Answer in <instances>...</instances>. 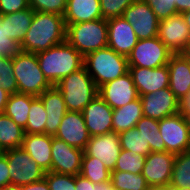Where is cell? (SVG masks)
<instances>
[{
  "instance_id": "8fae6325",
  "label": "cell",
  "mask_w": 190,
  "mask_h": 190,
  "mask_svg": "<svg viewBox=\"0 0 190 190\" xmlns=\"http://www.w3.org/2000/svg\"><path fill=\"white\" fill-rule=\"evenodd\" d=\"M131 24L138 40L158 36L159 19L144 0H135L122 14Z\"/></svg>"
},
{
  "instance_id": "30bf717a",
  "label": "cell",
  "mask_w": 190,
  "mask_h": 190,
  "mask_svg": "<svg viewBox=\"0 0 190 190\" xmlns=\"http://www.w3.org/2000/svg\"><path fill=\"white\" fill-rule=\"evenodd\" d=\"M157 37L173 54L186 53L190 45V30L182 13L160 20Z\"/></svg>"
},
{
  "instance_id": "ffe728a7",
  "label": "cell",
  "mask_w": 190,
  "mask_h": 190,
  "mask_svg": "<svg viewBox=\"0 0 190 190\" xmlns=\"http://www.w3.org/2000/svg\"><path fill=\"white\" fill-rule=\"evenodd\" d=\"M129 73L132 76L139 96L149 93H155L169 87L168 65L159 68L129 67Z\"/></svg>"
},
{
  "instance_id": "ee69618b",
  "label": "cell",
  "mask_w": 190,
  "mask_h": 190,
  "mask_svg": "<svg viewBox=\"0 0 190 190\" xmlns=\"http://www.w3.org/2000/svg\"><path fill=\"white\" fill-rule=\"evenodd\" d=\"M75 190H95V184L79 174L75 176Z\"/></svg>"
},
{
  "instance_id": "db71d44e",
  "label": "cell",
  "mask_w": 190,
  "mask_h": 190,
  "mask_svg": "<svg viewBox=\"0 0 190 190\" xmlns=\"http://www.w3.org/2000/svg\"><path fill=\"white\" fill-rule=\"evenodd\" d=\"M2 190H20L19 187H16V186H9V187H5L4 189Z\"/></svg>"
},
{
  "instance_id": "74e56055",
  "label": "cell",
  "mask_w": 190,
  "mask_h": 190,
  "mask_svg": "<svg viewBox=\"0 0 190 190\" xmlns=\"http://www.w3.org/2000/svg\"><path fill=\"white\" fill-rule=\"evenodd\" d=\"M67 0H29L35 12L53 13L64 16Z\"/></svg>"
},
{
  "instance_id": "ba28073f",
  "label": "cell",
  "mask_w": 190,
  "mask_h": 190,
  "mask_svg": "<svg viewBox=\"0 0 190 190\" xmlns=\"http://www.w3.org/2000/svg\"><path fill=\"white\" fill-rule=\"evenodd\" d=\"M173 53L156 36L138 40L127 57L129 67L159 68L167 65Z\"/></svg>"
},
{
  "instance_id": "f6af8a7d",
  "label": "cell",
  "mask_w": 190,
  "mask_h": 190,
  "mask_svg": "<svg viewBox=\"0 0 190 190\" xmlns=\"http://www.w3.org/2000/svg\"><path fill=\"white\" fill-rule=\"evenodd\" d=\"M20 190H50L45 178L19 187Z\"/></svg>"
},
{
  "instance_id": "d590c367",
  "label": "cell",
  "mask_w": 190,
  "mask_h": 190,
  "mask_svg": "<svg viewBox=\"0 0 190 190\" xmlns=\"http://www.w3.org/2000/svg\"><path fill=\"white\" fill-rule=\"evenodd\" d=\"M0 86L10 95L18 93V86L13 75L12 58L0 57Z\"/></svg>"
},
{
  "instance_id": "83f0119b",
  "label": "cell",
  "mask_w": 190,
  "mask_h": 190,
  "mask_svg": "<svg viewBox=\"0 0 190 190\" xmlns=\"http://www.w3.org/2000/svg\"><path fill=\"white\" fill-rule=\"evenodd\" d=\"M24 135L21 126L4 113L0 114V145L5 151L22 147Z\"/></svg>"
},
{
  "instance_id": "d4e9b609",
  "label": "cell",
  "mask_w": 190,
  "mask_h": 190,
  "mask_svg": "<svg viewBox=\"0 0 190 190\" xmlns=\"http://www.w3.org/2000/svg\"><path fill=\"white\" fill-rule=\"evenodd\" d=\"M33 16L34 10L29 7L14 13L0 15V25H4L8 38L20 46L29 30Z\"/></svg>"
},
{
  "instance_id": "6f0895ef",
  "label": "cell",
  "mask_w": 190,
  "mask_h": 190,
  "mask_svg": "<svg viewBox=\"0 0 190 190\" xmlns=\"http://www.w3.org/2000/svg\"><path fill=\"white\" fill-rule=\"evenodd\" d=\"M186 54L190 56V45L188 47V50L186 51Z\"/></svg>"
},
{
  "instance_id": "836d02e7",
  "label": "cell",
  "mask_w": 190,
  "mask_h": 190,
  "mask_svg": "<svg viewBox=\"0 0 190 190\" xmlns=\"http://www.w3.org/2000/svg\"><path fill=\"white\" fill-rule=\"evenodd\" d=\"M46 117L47 114L46 110L44 109L43 102L39 97H36L31 102L27 125L24 128V132L28 134L45 133Z\"/></svg>"
},
{
  "instance_id": "d6986e66",
  "label": "cell",
  "mask_w": 190,
  "mask_h": 190,
  "mask_svg": "<svg viewBox=\"0 0 190 190\" xmlns=\"http://www.w3.org/2000/svg\"><path fill=\"white\" fill-rule=\"evenodd\" d=\"M107 25V46L118 54L128 57L138 42V37L131 24L121 16L107 19Z\"/></svg>"
},
{
  "instance_id": "f5cc1de1",
  "label": "cell",
  "mask_w": 190,
  "mask_h": 190,
  "mask_svg": "<svg viewBox=\"0 0 190 190\" xmlns=\"http://www.w3.org/2000/svg\"><path fill=\"white\" fill-rule=\"evenodd\" d=\"M184 118L186 120L187 126L189 127V131H190V112L186 113L184 115Z\"/></svg>"
},
{
  "instance_id": "5bb4252c",
  "label": "cell",
  "mask_w": 190,
  "mask_h": 190,
  "mask_svg": "<svg viewBox=\"0 0 190 190\" xmlns=\"http://www.w3.org/2000/svg\"><path fill=\"white\" fill-rule=\"evenodd\" d=\"M98 95L114 110L138 99L137 88L131 74L109 81L98 88Z\"/></svg>"
},
{
  "instance_id": "cb8c5ba5",
  "label": "cell",
  "mask_w": 190,
  "mask_h": 190,
  "mask_svg": "<svg viewBox=\"0 0 190 190\" xmlns=\"http://www.w3.org/2000/svg\"><path fill=\"white\" fill-rule=\"evenodd\" d=\"M102 17L99 0H67L65 24L98 20Z\"/></svg>"
},
{
  "instance_id": "bcb514c9",
  "label": "cell",
  "mask_w": 190,
  "mask_h": 190,
  "mask_svg": "<svg viewBox=\"0 0 190 190\" xmlns=\"http://www.w3.org/2000/svg\"><path fill=\"white\" fill-rule=\"evenodd\" d=\"M179 112L184 116L186 113L190 112V91L187 95L180 101Z\"/></svg>"
},
{
  "instance_id": "9c48e42d",
  "label": "cell",
  "mask_w": 190,
  "mask_h": 190,
  "mask_svg": "<svg viewBox=\"0 0 190 190\" xmlns=\"http://www.w3.org/2000/svg\"><path fill=\"white\" fill-rule=\"evenodd\" d=\"M159 132L165 143V151L176 155L190 150L189 127L180 112L161 119Z\"/></svg>"
},
{
  "instance_id": "ac0fdd59",
  "label": "cell",
  "mask_w": 190,
  "mask_h": 190,
  "mask_svg": "<svg viewBox=\"0 0 190 190\" xmlns=\"http://www.w3.org/2000/svg\"><path fill=\"white\" fill-rule=\"evenodd\" d=\"M90 137L112 132L113 109L97 95L82 111Z\"/></svg>"
},
{
  "instance_id": "4fadbf2b",
  "label": "cell",
  "mask_w": 190,
  "mask_h": 190,
  "mask_svg": "<svg viewBox=\"0 0 190 190\" xmlns=\"http://www.w3.org/2000/svg\"><path fill=\"white\" fill-rule=\"evenodd\" d=\"M84 150L68 145L63 140L52 136L51 170L52 172L79 175Z\"/></svg>"
},
{
  "instance_id": "e575fe53",
  "label": "cell",
  "mask_w": 190,
  "mask_h": 190,
  "mask_svg": "<svg viewBox=\"0 0 190 190\" xmlns=\"http://www.w3.org/2000/svg\"><path fill=\"white\" fill-rule=\"evenodd\" d=\"M146 156L121 149L114 171H125L140 174L144 167Z\"/></svg>"
},
{
  "instance_id": "44dd1931",
  "label": "cell",
  "mask_w": 190,
  "mask_h": 190,
  "mask_svg": "<svg viewBox=\"0 0 190 190\" xmlns=\"http://www.w3.org/2000/svg\"><path fill=\"white\" fill-rule=\"evenodd\" d=\"M169 88L179 102L190 91V56L172 54L168 62Z\"/></svg>"
},
{
  "instance_id": "c3c4849f",
  "label": "cell",
  "mask_w": 190,
  "mask_h": 190,
  "mask_svg": "<svg viewBox=\"0 0 190 190\" xmlns=\"http://www.w3.org/2000/svg\"><path fill=\"white\" fill-rule=\"evenodd\" d=\"M10 94L4 91L0 86V114L4 113Z\"/></svg>"
},
{
  "instance_id": "7dc6e473",
  "label": "cell",
  "mask_w": 190,
  "mask_h": 190,
  "mask_svg": "<svg viewBox=\"0 0 190 190\" xmlns=\"http://www.w3.org/2000/svg\"><path fill=\"white\" fill-rule=\"evenodd\" d=\"M175 7L177 13H183L190 10V0H176Z\"/></svg>"
},
{
  "instance_id": "d6a6232c",
  "label": "cell",
  "mask_w": 190,
  "mask_h": 190,
  "mask_svg": "<svg viewBox=\"0 0 190 190\" xmlns=\"http://www.w3.org/2000/svg\"><path fill=\"white\" fill-rule=\"evenodd\" d=\"M119 141L121 149L129 150L144 156L151 153L149 143L139 133L136 127L122 131L119 133Z\"/></svg>"
},
{
  "instance_id": "f546056e",
  "label": "cell",
  "mask_w": 190,
  "mask_h": 190,
  "mask_svg": "<svg viewBox=\"0 0 190 190\" xmlns=\"http://www.w3.org/2000/svg\"><path fill=\"white\" fill-rule=\"evenodd\" d=\"M80 175L97 184L110 181L111 171L105 167L100 159L83 156Z\"/></svg>"
},
{
  "instance_id": "7402d4cb",
  "label": "cell",
  "mask_w": 190,
  "mask_h": 190,
  "mask_svg": "<svg viewBox=\"0 0 190 190\" xmlns=\"http://www.w3.org/2000/svg\"><path fill=\"white\" fill-rule=\"evenodd\" d=\"M39 98L42 100L47 114L45 134L55 136L62 118L67 112L63 95L55 86H52L45 90Z\"/></svg>"
},
{
  "instance_id": "f1b7e54d",
  "label": "cell",
  "mask_w": 190,
  "mask_h": 190,
  "mask_svg": "<svg viewBox=\"0 0 190 190\" xmlns=\"http://www.w3.org/2000/svg\"><path fill=\"white\" fill-rule=\"evenodd\" d=\"M136 128L149 143L151 152L165 151V143L159 132V121L143 116L137 122Z\"/></svg>"
},
{
  "instance_id": "e0dca14e",
  "label": "cell",
  "mask_w": 190,
  "mask_h": 190,
  "mask_svg": "<svg viewBox=\"0 0 190 190\" xmlns=\"http://www.w3.org/2000/svg\"><path fill=\"white\" fill-rule=\"evenodd\" d=\"M54 137L68 145L85 150L90 139L82 112L67 111Z\"/></svg>"
},
{
  "instance_id": "ab89813d",
  "label": "cell",
  "mask_w": 190,
  "mask_h": 190,
  "mask_svg": "<svg viewBox=\"0 0 190 190\" xmlns=\"http://www.w3.org/2000/svg\"><path fill=\"white\" fill-rule=\"evenodd\" d=\"M155 13L159 20L166 19L168 17L177 14L175 7L176 0H144Z\"/></svg>"
},
{
  "instance_id": "484cf974",
  "label": "cell",
  "mask_w": 190,
  "mask_h": 190,
  "mask_svg": "<svg viewBox=\"0 0 190 190\" xmlns=\"http://www.w3.org/2000/svg\"><path fill=\"white\" fill-rule=\"evenodd\" d=\"M143 117L140 97L125 106L113 110L112 132L122 131L136 127L137 122Z\"/></svg>"
},
{
  "instance_id": "277c9868",
  "label": "cell",
  "mask_w": 190,
  "mask_h": 190,
  "mask_svg": "<svg viewBox=\"0 0 190 190\" xmlns=\"http://www.w3.org/2000/svg\"><path fill=\"white\" fill-rule=\"evenodd\" d=\"M55 87L62 93L67 111L82 112L99 93L85 67L62 78Z\"/></svg>"
},
{
  "instance_id": "4dcf8cb0",
  "label": "cell",
  "mask_w": 190,
  "mask_h": 190,
  "mask_svg": "<svg viewBox=\"0 0 190 190\" xmlns=\"http://www.w3.org/2000/svg\"><path fill=\"white\" fill-rule=\"evenodd\" d=\"M110 180L112 185L119 190H151L142 173L112 171Z\"/></svg>"
},
{
  "instance_id": "681fc988",
  "label": "cell",
  "mask_w": 190,
  "mask_h": 190,
  "mask_svg": "<svg viewBox=\"0 0 190 190\" xmlns=\"http://www.w3.org/2000/svg\"><path fill=\"white\" fill-rule=\"evenodd\" d=\"M111 180L103 183L95 184V190H111Z\"/></svg>"
},
{
  "instance_id": "2e32d148",
  "label": "cell",
  "mask_w": 190,
  "mask_h": 190,
  "mask_svg": "<svg viewBox=\"0 0 190 190\" xmlns=\"http://www.w3.org/2000/svg\"><path fill=\"white\" fill-rule=\"evenodd\" d=\"M121 151L119 133L110 132L90 137L83 156L100 159L109 171H114Z\"/></svg>"
},
{
  "instance_id": "9f6ffc18",
  "label": "cell",
  "mask_w": 190,
  "mask_h": 190,
  "mask_svg": "<svg viewBox=\"0 0 190 190\" xmlns=\"http://www.w3.org/2000/svg\"><path fill=\"white\" fill-rule=\"evenodd\" d=\"M176 190H190V187H181V188H176Z\"/></svg>"
},
{
  "instance_id": "f35d334b",
  "label": "cell",
  "mask_w": 190,
  "mask_h": 190,
  "mask_svg": "<svg viewBox=\"0 0 190 190\" xmlns=\"http://www.w3.org/2000/svg\"><path fill=\"white\" fill-rule=\"evenodd\" d=\"M135 0H99L103 19L121 17L125 9Z\"/></svg>"
},
{
  "instance_id": "8d00e7d4",
  "label": "cell",
  "mask_w": 190,
  "mask_h": 190,
  "mask_svg": "<svg viewBox=\"0 0 190 190\" xmlns=\"http://www.w3.org/2000/svg\"><path fill=\"white\" fill-rule=\"evenodd\" d=\"M46 179L50 190H75V176L60 174L56 172H46Z\"/></svg>"
},
{
  "instance_id": "7bdbcfd3",
  "label": "cell",
  "mask_w": 190,
  "mask_h": 190,
  "mask_svg": "<svg viewBox=\"0 0 190 190\" xmlns=\"http://www.w3.org/2000/svg\"><path fill=\"white\" fill-rule=\"evenodd\" d=\"M10 186L8 160L5 155L0 157V189Z\"/></svg>"
},
{
  "instance_id": "7c38bea8",
  "label": "cell",
  "mask_w": 190,
  "mask_h": 190,
  "mask_svg": "<svg viewBox=\"0 0 190 190\" xmlns=\"http://www.w3.org/2000/svg\"><path fill=\"white\" fill-rule=\"evenodd\" d=\"M176 155L163 151L151 152L146 156L142 174L150 188L168 186Z\"/></svg>"
},
{
  "instance_id": "1f68e13d",
  "label": "cell",
  "mask_w": 190,
  "mask_h": 190,
  "mask_svg": "<svg viewBox=\"0 0 190 190\" xmlns=\"http://www.w3.org/2000/svg\"><path fill=\"white\" fill-rule=\"evenodd\" d=\"M169 185L174 188L190 187V150L176 154Z\"/></svg>"
},
{
  "instance_id": "7a4b0ae2",
  "label": "cell",
  "mask_w": 190,
  "mask_h": 190,
  "mask_svg": "<svg viewBox=\"0 0 190 190\" xmlns=\"http://www.w3.org/2000/svg\"><path fill=\"white\" fill-rule=\"evenodd\" d=\"M36 56L39 67L52 86L84 67V57L67 41L39 52Z\"/></svg>"
},
{
  "instance_id": "6da1fadb",
  "label": "cell",
  "mask_w": 190,
  "mask_h": 190,
  "mask_svg": "<svg viewBox=\"0 0 190 190\" xmlns=\"http://www.w3.org/2000/svg\"><path fill=\"white\" fill-rule=\"evenodd\" d=\"M66 41L64 16L35 12L32 23L19 48L37 54Z\"/></svg>"
},
{
  "instance_id": "f907efd6",
  "label": "cell",
  "mask_w": 190,
  "mask_h": 190,
  "mask_svg": "<svg viewBox=\"0 0 190 190\" xmlns=\"http://www.w3.org/2000/svg\"><path fill=\"white\" fill-rule=\"evenodd\" d=\"M182 15L184 17V20H185L189 30H190V10L183 12Z\"/></svg>"
},
{
  "instance_id": "b9f144b4",
  "label": "cell",
  "mask_w": 190,
  "mask_h": 190,
  "mask_svg": "<svg viewBox=\"0 0 190 190\" xmlns=\"http://www.w3.org/2000/svg\"><path fill=\"white\" fill-rule=\"evenodd\" d=\"M29 0H0V15L29 8Z\"/></svg>"
},
{
  "instance_id": "680465c9",
  "label": "cell",
  "mask_w": 190,
  "mask_h": 190,
  "mask_svg": "<svg viewBox=\"0 0 190 190\" xmlns=\"http://www.w3.org/2000/svg\"><path fill=\"white\" fill-rule=\"evenodd\" d=\"M111 190H119L117 188H115L113 185L111 186Z\"/></svg>"
},
{
  "instance_id": "8992f818",
  "label": "cell",
  "mask_w": 190,
  "mask_h": 190,
  "mask_svg": "<svg viewBox=\"0 0 190 190\" xmlns=\"http://www.w3.org/2000/svg\"><path fill=\"white\" fill-rule=\"evenodd\" d=\"M66 41L83 57L87 54L107 47V19L86 21L76 24H66Z\"/></svg>"
},
{
  "instance_id": "60d3db41",
  "label": "cell",
  "mask_w": 190,
  "mask_h": 190,
  "mask_svg": "<svg viewBox=\"0 0 190 190\" xmlns=\"http://www.w3.org/2000/svg\"><path fill=\"white\" fill-rule=\"evenodd\" d=\"M19 50V45L8 38L4 25H0V57L13 58Z\"/></svg>"
},
{
  "instance_id": "52a82bcc",
  "label": "cell",
  "mask_w": 190,
  "mask_h": 190,
  "mask_svg": "<svg viewBox=\"0 0 190 190\" xmlns=\"http://www.w3.org/2000/svg\"><path fill=\"white\" fill-rule=\"evenodd\" d=\"M4 155L8 160L10 186L20 187L44 178L46 172L22 147L6 150Z\"/></svg>"
},
{
  "instance_id": "816d5d0a",
  "label": "cell",
  "mask_w": 190,
  "mask_h": 190,
  "mask_svg": "<svg viewBox=\"0 0 190 190\" xmlns=\"http://www.w3.org/2000/svg\"><path fill=\"white\" fill-rule=\"evenodd\" d=\"M151 190H176V188L168 185V186H161V187L151 188Z\"/></svg>"
},
{
  "instance_id": "11a10c76",
  "label": "cell",
  "mask_w": 190,
  "mask_h": 190,
  "mask_svg": "<svg viewBox=\"0 0 190 190\" xmlns=\"http://www.w3.org/2000/svg\"><path fill=\"white\" fill-rule=\"evenodd\" d=\"M5 153V150L0 145V157H2Z\"/></svg>"
},
{
  "instance_id": "5b68a950",
  "label": "cell",
  "mask_w": 190,
  "mask_h": 190,
  "mask_svg": "<svg viewBox=\"0 0 190 190\" xmlns=\"http://www.w3.org/2000/svg\"><path fill=\"white\" fill-rule=\"evenodd\" d=\"M12 62L18 93L39 97L52 87L39 67L36 54L19 50Z\"/></svg>"
},
{
  "instance_id": "4316f807",
  "label": "cell",
  "mask_w": 190,
  "mask_h": 190,
  "mask_svg": "<svg viewBox=\"0 0 190 190\" xmlns=\"http://www.w3.org/2000/svg\"><path fill=\"white\" fill-rule=\"evenodd\" d=\"M35 98V96L22 93L10 95L5 106L4 114L9 116L17 125L24 129L27 125L31 102Z\"/></svg>"
},
{
  "instance_id": "9a60e30c",
  "label": "cell",
  "mask_w": 190,
  "mask_h": 190,
  "mask_svg": "<svg viewBox=\"0 0 190 190\" xmlns=\"http://www.w3.org/2000/svg\"><path fill=\"white\" fill-rule=\"evenodd\" d=\"M143 116L160 121L179 113L180 102L170 88L157 90L155 93L140 96Z\"/></svg>"
},
{
  "instance_id": "3957f363",
  "label": "cell",
  "mask_w": 190,
  "mask_h": 190,
  "mask_svg": "<svg viewBox=\"0 0 190 190\" xmlns=\"http://www.w3.org/2000/svg\"><path fill=\"white\" fill-rule=\"evenodd\" d=\"M84 67L98 88L129 72L127 57L108 46L87 54L84 57Z\"/></svg>"
},
{
  "instance_id": "603a6c76",
  "label": "cell",
  "mask_w": 190,
  "mask_h": 190,
  "mask_svg": "<svg viewBox=\"0 0 190 190\" xmlns=\"http://www.w3.org/2000/svg\"><path fill=\"white\" fill-rule=\"evenodd\" d=\"M52 136L45 133L28 134L25 133L22 148L34 159L45 171L50 172Z\"/></svg>"
}]
</instances>
